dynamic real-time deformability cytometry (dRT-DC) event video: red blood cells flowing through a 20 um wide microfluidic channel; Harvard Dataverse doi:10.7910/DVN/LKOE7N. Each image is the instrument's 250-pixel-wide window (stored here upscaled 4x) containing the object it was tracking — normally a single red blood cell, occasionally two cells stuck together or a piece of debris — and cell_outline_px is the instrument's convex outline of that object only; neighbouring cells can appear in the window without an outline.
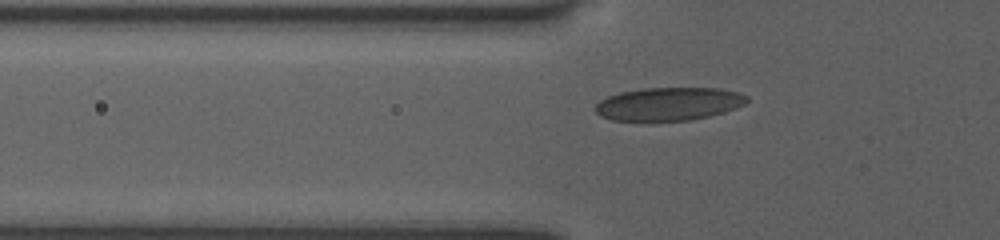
{"species": "human", "species_latin": "Homo sapiens", "temperature_condition": "room temperature", "stored_images_in_passage": 35, "camera_frame_rate_fps": 3000, "um_per_image_px": 0.085, "donor": {"sex": "female"}, "frame": {"image": 1, "passage_image": 2, "time_ms": 0.333, "image_size_px": [1000, 240], "cell_outline_px": [[748, 100], [744, 104], [736, 108], [724, 112], [708, 116], [688, 120], [640, 124], [612, 120], [600, 116], [592, 108], [600, 100], [608, 96], [620, 92], [640, 88], [720, 88], [736, 92], [748, 96]], "centroid_in_image_um": [56.75, 8.87], "position_along_channel_um": 69.1, "area_um2": 30.29}}
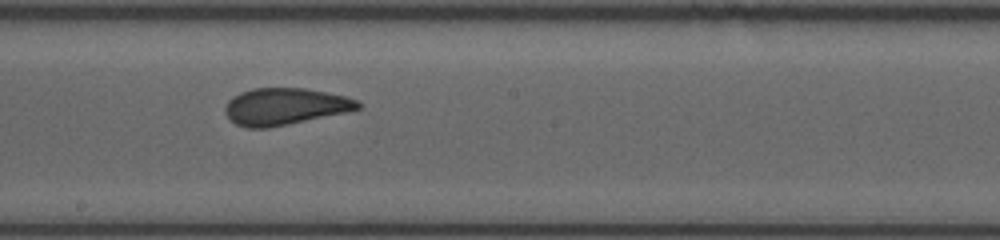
{"frame": {"image": 2, "passage_image": 14, "time_ms": 4.333, "image_size_px": [1000, 240], "cell_outline_px": [[360, 108], [344, 112], [288, 124], [268, 128], [248, 128], [236, 124], [228, 120], [224, 112], [224, 108], [228, 100], [232, 96], [240, 92], [252, 88], [304, 88], [344, 96], [356, 100], [360, 104]], "centroid_in_image_um": [24.12, 9.05], "position_along_channel_um": 224.1, "area_um2": 28.32}}
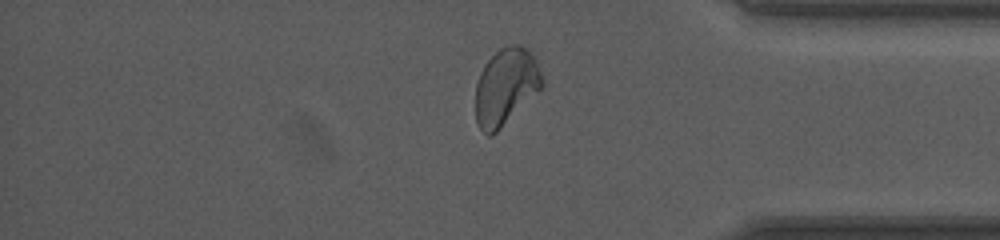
{"frame": {"image": 3, "passage_image": 28, "time_ms": 9.0, "image_size_px": [1000, 240], "cell_outline_px": [[544, 84], [492, 136], [488, 136], [476, 124], [476, 84], [480, 72], [484, 64], [500, 48], [512, 44], [520, 44], [528, 48], [536, 60], [544, 80]], "centroid_in_image_um": [42.98, 7.33], "position_along_channel_um": 392.2, "area_um2": 29.48}}